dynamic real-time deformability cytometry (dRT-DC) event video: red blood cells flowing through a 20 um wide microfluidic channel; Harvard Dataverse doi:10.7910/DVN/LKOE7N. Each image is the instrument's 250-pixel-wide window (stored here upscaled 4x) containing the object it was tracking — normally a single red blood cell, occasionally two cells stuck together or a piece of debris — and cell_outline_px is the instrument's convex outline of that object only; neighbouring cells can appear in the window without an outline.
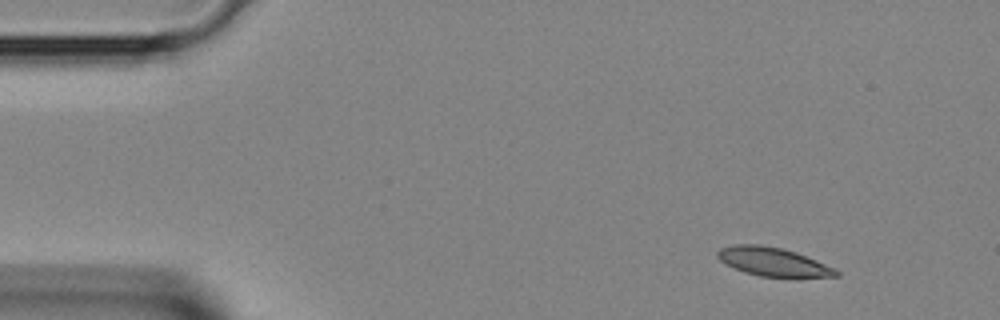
{"species": "Egyptian fruit bat (a non-hibernating species)", "species_latin": "Rousettus aegyptiacus", "temperature_condition": "room temperature", "stored_images_in_passage": 3, "camera_frame_rate_fps": 3000, "um_per_image_px": 0.085, "animal": {"sex": "female"}, "frame": {"image": 1, "passage_image": 1, "time_ms": 0.0, "image_size_px": [1000, 320], "cell_outline_px": [[840, 276], [796, 280], [760, 276], [744, 272], [720, 260], [716, 256], [716, 252], [720, 248], [732, 244], [760, 244], [780, 248], [796, 252], [816, 260], [840, 272]], "centroid_in_image_um": [65.77, 22.3], "position_along_channel_um": 19.2, "area_um2": 20.46}}